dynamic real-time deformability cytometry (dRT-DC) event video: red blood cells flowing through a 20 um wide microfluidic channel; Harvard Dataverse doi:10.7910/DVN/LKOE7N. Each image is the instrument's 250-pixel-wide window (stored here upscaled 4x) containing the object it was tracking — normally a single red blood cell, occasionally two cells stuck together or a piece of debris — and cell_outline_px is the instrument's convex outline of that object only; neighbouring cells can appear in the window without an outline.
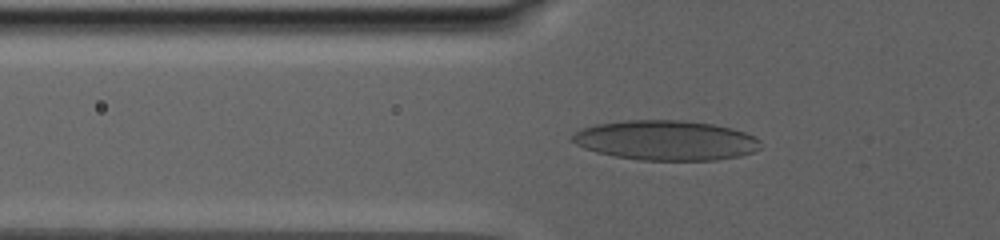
{"species": "human", "species_latin": "Homo sapiens", "temperature_condition": "warm", "stored_images_in_passage": 54, "camera_frame_rate_fps": 3000, "um_per_image_px": 0.085, "donor": {"sex": "male"}, "frame": {"image": 1, "passage_image": 2, "time_ms": 0.333, "image_size_px": [1000, 240], "cell_outline_px": [[760, 148], [752, 152], [740, 156], [716, 160], [640, 160], [616, 156], [596, 152], [584, 148], [568, 140], [580, 128], [596, 124], [624, 120], [680, 120], [712, 124], [744, 132], [756, 136], [760, 140]], "centroid_in_image_um": [56.57, 11.93], "position_along_channel_um": 69.2, "area_um2": 43.75}}
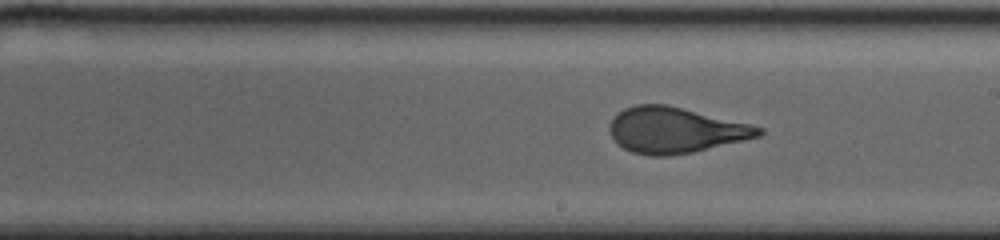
{"frame": {"image": 2, "passage_image": 33, "time_ms": 6.667, "image_size_px": [1000, 240], "cell_outline_px": [[764, 132], [760, 136], [692, 152], [668, 156], [648, 156], [632, 152], [616, 144], [608, 128], [616, 112], [624, 108], [636, 104], [668, 104], [752, 124], [764, 128]], "centroid_in_image_um": [57.38, 11.05], "position_along_channel_um": 231.6, "area_um2": 40.0}}
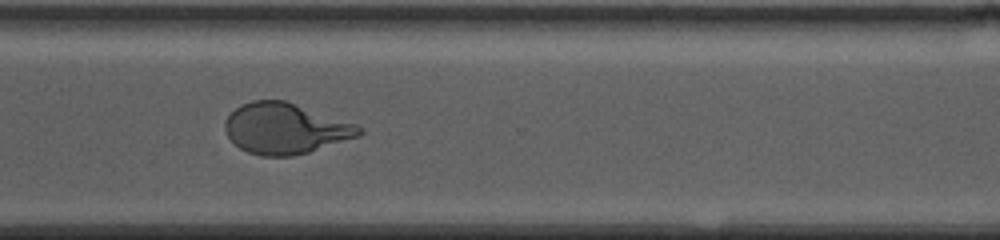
{"frame": {"image": 3, "passage_image": 53, "time_ms": 11.0, "image_size_px": [1000, 240], "cell_outline_px": [[364, 132], [360, 136], [308, 152], [292, 156], [264, 156], [248, 152], [240, 148], [228, 136], [224, 128], [224, 120], [240, 104], [252, 100], [284, 100], [356, 124]], "centroid_in_image_um": [24.23, 10.92], "position_along_channel_um": 346.4, "area_um2": 39.36}}